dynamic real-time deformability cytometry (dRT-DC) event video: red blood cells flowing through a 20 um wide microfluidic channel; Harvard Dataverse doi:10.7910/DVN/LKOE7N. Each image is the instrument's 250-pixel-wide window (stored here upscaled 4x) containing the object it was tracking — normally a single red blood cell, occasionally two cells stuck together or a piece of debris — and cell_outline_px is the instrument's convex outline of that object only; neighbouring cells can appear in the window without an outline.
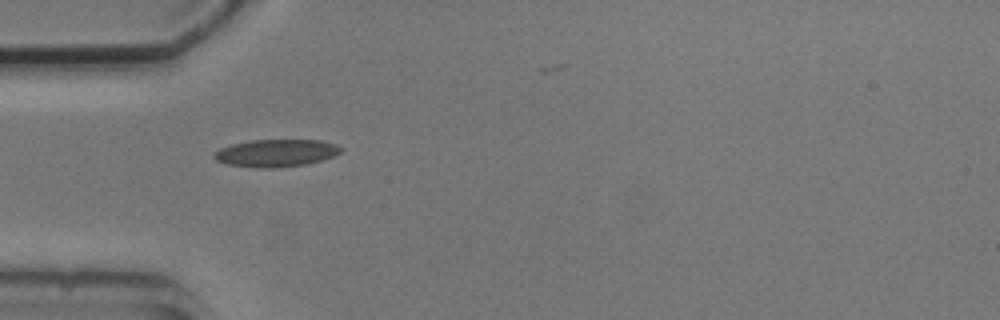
{"species": "common noctule bat (a hibernating species)", "species_latin": "Nyctalus noctula", "temperature_condition": "cold", "stored_images_in_passage": 14, "camera_frame_rate_fps": 3000, "um_per_image_px": 0.085, "animal": {"sex": "male", "body_mass_g": 20.5, "forearm_length_mm": 52.5}, "frame": {"image": 1, "passage_image": 4, "time_ms": 4.0, "image_size_px": [1000, 320], "cell_outline_px": [[344, 148], [340, 152], [332, 156], [308, 164], [272, 168], [256, 168], [228, 164], [216, 160], [212, 156], [220, 148], [232, 144], [252, 140], [320, 140], [336, 144]], "centroid_in_image_um": [23.47, 13.01], "position_along_channel_um": 61.5, "area_um2": 20.17}}
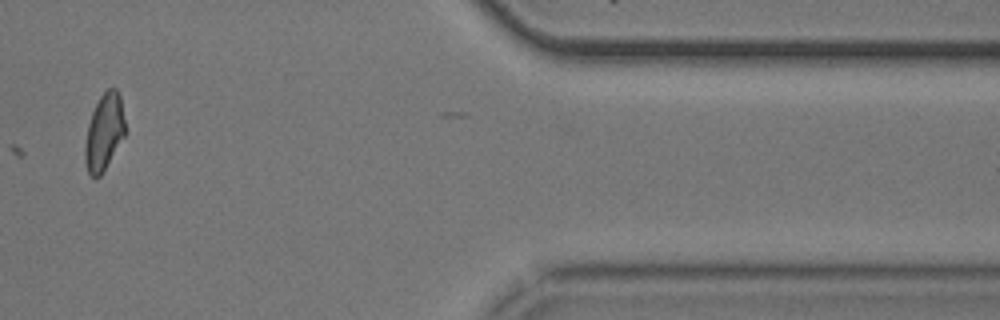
{"frame": {"image": 2, "passage_image": 12, "time_ms": 14.333, "image_size_px": [1000, 320], "cell_outline_px": [[128, 132], [100, 176], [96, 180], [88, 172], [84, 160], [84, 144], [88, 124], [92, 112], [100, 96], [108, 88], [116, 88], [120, 92]], "centroid_in_image_um": [8.89, 11.21], "position_along_channel_um": 402.5, "area_um2": 18.5}, "authors_computed_cell_mechanics": {"area_um2": 18.207, "velocity_mm_per_s": 3.7132, "shape_relaxation_time_tau1_ms": 6.478, "shape_relaxation_time_tau2_ms": 1.0728, "deformation_change_tau1": 0.1532, "deformation_change_tau2": 0.0467}}